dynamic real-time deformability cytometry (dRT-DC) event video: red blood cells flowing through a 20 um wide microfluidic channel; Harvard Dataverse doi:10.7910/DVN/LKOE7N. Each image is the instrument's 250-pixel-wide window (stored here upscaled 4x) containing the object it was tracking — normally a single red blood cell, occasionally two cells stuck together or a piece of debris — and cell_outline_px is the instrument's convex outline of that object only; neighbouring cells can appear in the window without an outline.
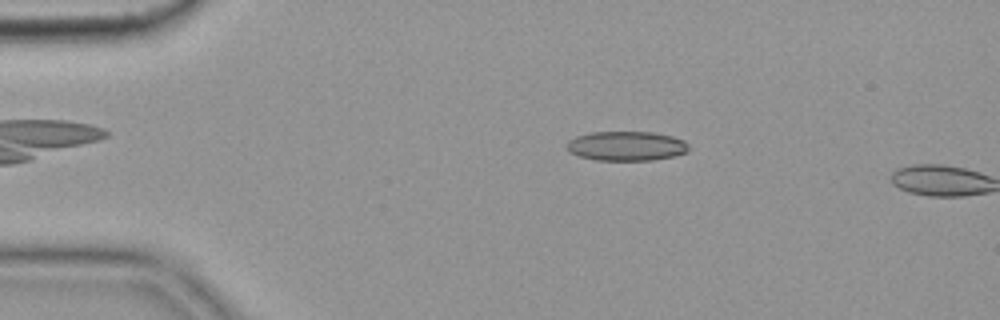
{"species": "common noctule bat (a hibernating species)", "species_latin": "Nyctalus noctula", "temperature_condition": "cold", "stored_images_in_passage": 6, "camera_frame_rate_fps": 3000, "um_per_image_px": 0.085, "animal": {"sex": "female", "body_mass_g": 19.9}, "frame": {"image": 1, "passage_image": 4, "time_ms": 1.0, "image_size_px": [1000, 320], "cell_outline_px": [[688, 152], [672, 156], [652, 160], [596, 160], [580, 156], [568, 152], [564, 148], [564, 144], [568, 140], [576, 136], [592, 132], [652, 132], [672, 136], [684, 140], [688, 144]], "centroid_in_image_um": [53.19, 12.41], "position_along_channel_um": 31.8, "area_um2": 21.1}}